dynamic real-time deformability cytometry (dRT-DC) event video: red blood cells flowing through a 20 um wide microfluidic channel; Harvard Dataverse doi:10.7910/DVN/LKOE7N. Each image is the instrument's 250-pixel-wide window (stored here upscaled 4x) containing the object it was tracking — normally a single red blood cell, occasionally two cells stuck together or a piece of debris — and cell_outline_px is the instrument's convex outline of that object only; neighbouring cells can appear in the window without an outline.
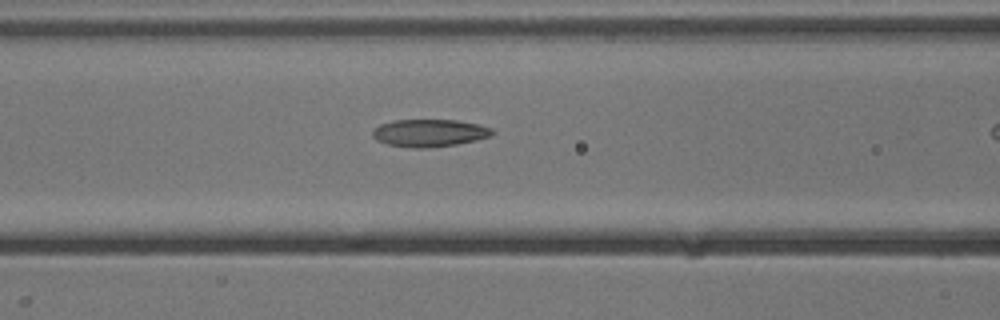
{"species": "common noctule bat (a hibernating species)", "species_latin": "Nyctalus noctula", "temperature_condition": "cold", "stored_images_in_passage": 20, "camera_frame_rate_fps": 3000, "um_per_image_px": 0.085, "animal": {"sex": "male", "body_mass_g": 13.3}, "frame": {"image": 1, "passage_image": 12, "time_ms": 3.667, "image_size_px": [1000, 320], "cell_outline_px": [[496, 132], [492, 136], [476, 140], [456, 144], [424, 148], [412, 148], [388, 144], [376, 140], [372, 136], [372, 132], [380, 124], [392, 120], [456, 120], [476, 124], [492, 128]], "centroid_in_image_um": [36.51, 11.3], "position_along_channel_um": 130.1, "area_um2": 19.13}}
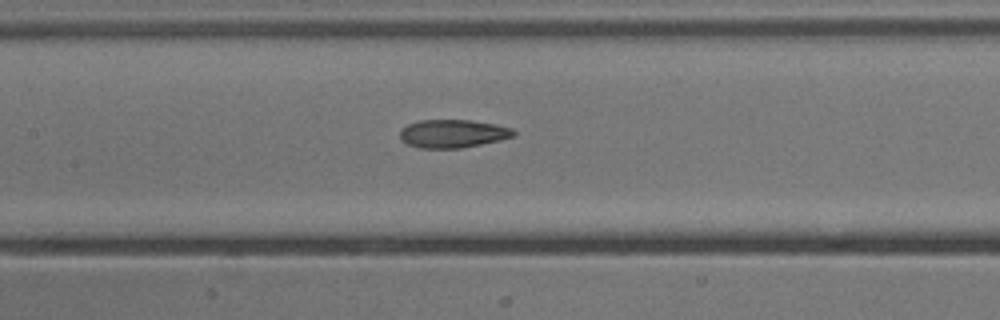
{"frame": {"image": 2, "passage_image": 15, "time_ms": 4.667, "image_size_px": [1000, 320], "cell_outline_px": [[516, 136], [500, 140], [460, 148], [420, 148], [408, 144], [400, 140], [400, 132], [408, 124], [420, 120], [472, 120], [496, 124], [512, 128], [516, 132]], "centroid_in_image_um": [38.52, 11.35], "position_along_channel_um": 168.9, "area_um2": 18.67}}